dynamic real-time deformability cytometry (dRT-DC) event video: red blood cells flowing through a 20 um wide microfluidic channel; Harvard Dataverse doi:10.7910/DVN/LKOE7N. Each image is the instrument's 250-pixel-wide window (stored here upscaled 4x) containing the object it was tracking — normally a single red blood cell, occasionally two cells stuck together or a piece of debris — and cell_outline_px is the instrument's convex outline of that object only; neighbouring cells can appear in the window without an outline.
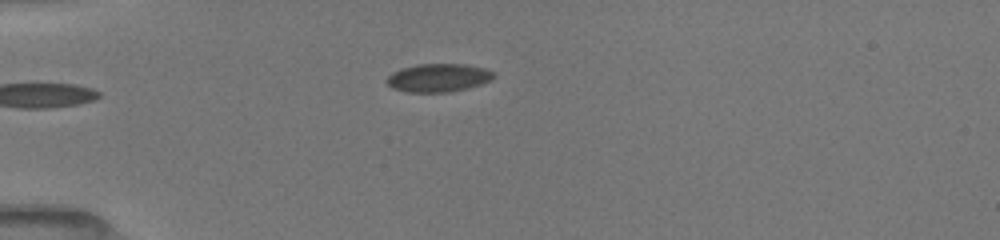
{"species": "common noctule bat (a hibernating species)", "species_latin": "Nyctalus noctula", "temperature_condition": "room temperature", "stored_images_in_passage": 9, "camera_frame_rate_fps": 3000, "um_per_image_px": 0.085, "animal": {"sex": "female", "body_mass_g": 19.5, "forearm_length_mm": 54.1}, "frame": {"image": 1, "passage_image": 1, "time_ms": 0.0, "image_size_px": [1000, 240], "cell_outline_px": [[496, 76], [492, 80], [480, 84], [448, 92], [408, 92], [392, 88], [384, 80], [392, 72], [400, 68], [416, 64], [464, 64], [484, 68], [496, 72]], "centroid_in_image_um": [37.24, 6.6], "position_along_channel_um": 47.8, "area_um2": 17.69}}
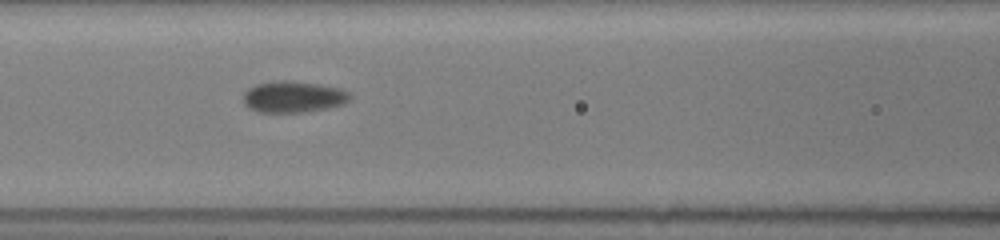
{"frame": {"image": 2, "passage_image": 6, "time_ms": 3.0, "image_size_px": [1000, 240], "cell_outline_px": [[352, 96], [344, 104], [304, 112], [260, 112], [248, 108], [244, 104], [244, 92], [248, 88], [256, 84], [276, 80], [292, 80], [340, 88], [348, 92]], "centroid_in_image_um": [24.9, 8.22], "position_along_channel_um": 141.7, "area_um2": 19.48}}
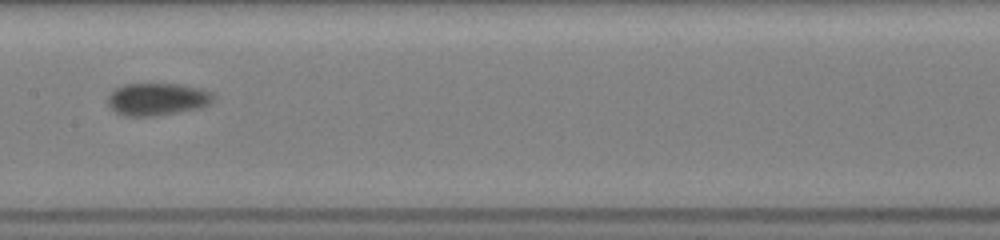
{"frame": {"image": 3, "passage_image": 8, "time_ms": 4.333, "image_size_px": [1000, 240], "cell_outline_px": [[216, 96], [208, 104], [200, 108], [152, 116], [124, 116], [116, 112], [108, 104], [108, 96], [116, 88], [124, 84], [180, 84], [200, 88], [212, 92]], "centroid_in_image_um": [13.38, 8.42], "position_along_channel_um": 194.0, "area_um2": 19.83}}